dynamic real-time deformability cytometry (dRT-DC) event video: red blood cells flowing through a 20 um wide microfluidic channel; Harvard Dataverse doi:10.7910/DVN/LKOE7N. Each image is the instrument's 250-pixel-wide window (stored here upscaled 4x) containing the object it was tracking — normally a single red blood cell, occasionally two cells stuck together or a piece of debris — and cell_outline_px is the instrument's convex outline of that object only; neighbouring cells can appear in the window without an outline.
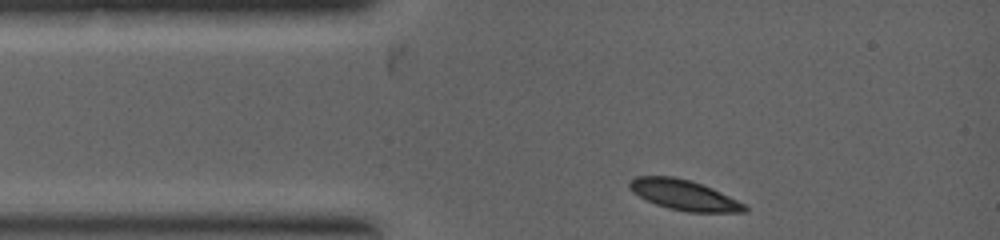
{"species": "common noctule bat (a hibernating species)", "species_latin": "Nyctalus noctula", "temperature_condition": "warm", "stored_images_in_passage": 30, "camera_frame_rate_fps": 5000, "um_per_image_px": 0.085, "animal": {"sex": "female", "body_mass_g": 19.0, "forearm_length_mm": 53.3}, "frame": {"image": 1, "passage_image": 1, "time_ms": 0.0, "image_size_px": [1000, 240], "cell_outline_px": [[748, 208], [744, 212], [688, 212], [668, 208], [656, 204], [632, 192], [628, 184], [636, 176], [672, 176], [688, 180], [712, 188], [744, 204]], "centroid_in_image_um": [58.12, 16.58], "position_along_channel_um": 26.9, "area_um2": 19.88}}
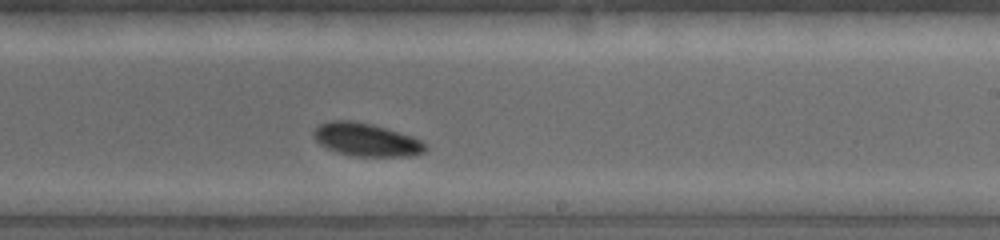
{"frame": {"image": 2, "passage_image": 18, "time_ms": 3.8, "image_size_px": [1000, 240], "cell_outline_px": [[428, 148], [424, 152], [412, 156], [352, 156], [328, 148], [320, 144], [316, 140], [312, 132], [320, 124], [328, 120], [352, 120], [372, 124], [412, 136], [428, 144]], "centroid_in_image_um": [31.16, 11.87], "position_along_channel_um": 257.8, "area_um2": 21.5}}
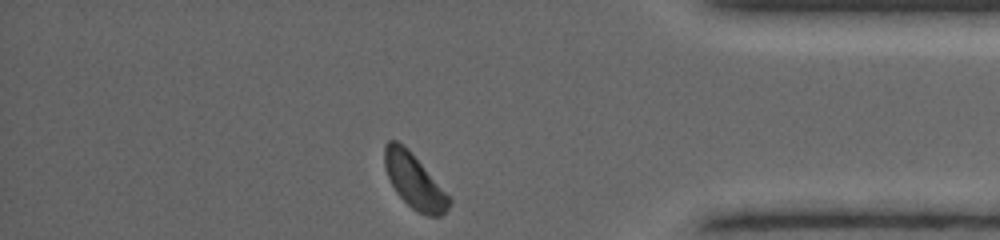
{"frame": {"image": 3, "passage_image": 30, "time_ms": 6.2, "image_size_px": [1000, 240], "cell_outline_px": [[452, 200], [448, 208], [440, 216], [428, 216], [412, 208], [396, 192], [388, 176], [384, 164], [384, 144], [388, 140], [396, 140], [408, 148]], "centroid_in_image_um": [35.19, 15.37], "position_along_channel_um": 400.0, "area_um2": 20.06}}